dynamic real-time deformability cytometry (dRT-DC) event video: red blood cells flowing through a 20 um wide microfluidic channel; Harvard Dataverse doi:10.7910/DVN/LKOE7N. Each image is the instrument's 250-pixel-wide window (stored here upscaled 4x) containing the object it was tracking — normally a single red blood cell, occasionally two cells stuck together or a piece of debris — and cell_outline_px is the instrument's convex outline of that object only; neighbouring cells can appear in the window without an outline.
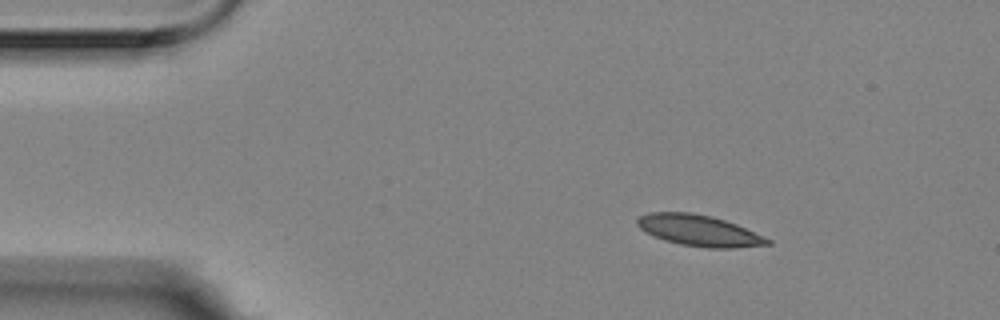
{"species": "Egyptian fruit bat (a non-hibernating species)", "species_latin": "Rousettus aegyptiacus", "temperature_condition": "room temperature", "stored_images_in_passage": 2, "camera_frame_rate_fps": 3000, "um_per_image_px": 0.085, "animal": {"sex": "female"}, "frame": {"image": 1, "passage_image": 1, "time_ms": 0.0, "image_size_px": [1000, 320], "cell_outline_px": [[772, 244], [736, 248], [708, 248], [680, 244], [664, 240], [652, 236], [644, 232], [636, 224], [636, 220], [640, 216], [648, 212], [692, 212], [712, 216], [736, 224], [764, 236], [772, 240]], "centroid_in_image_um": [59.4, 19.59], "position_along_channel_um": 25.6, "area_um2": 23.81}}